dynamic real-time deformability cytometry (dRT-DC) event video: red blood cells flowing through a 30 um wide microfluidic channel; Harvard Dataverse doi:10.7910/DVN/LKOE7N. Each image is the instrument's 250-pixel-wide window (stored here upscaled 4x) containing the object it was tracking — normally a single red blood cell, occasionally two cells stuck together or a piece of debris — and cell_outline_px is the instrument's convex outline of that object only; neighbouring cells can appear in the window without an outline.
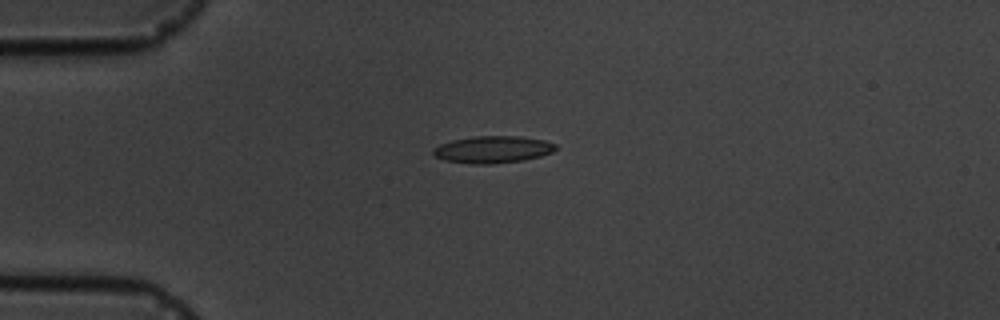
{"species": "common noctule bat (a hibernating species)", "species_latin": "Nyctalus noctula", "temperature_condition": "cold", "stored_images_in_passage": 7, "camera_frame_rate_fps": 3000, "um_per_image_px": 0.085, "animal": {"sex": "male", "body_mass_g": 19.5, "forearm_length_mm": 54.6}, "frame": {"image": 1, "passage_image": 4, "time_ms": 4.333, "image_size_px": [1000, 320], "cell_outline_px": [[556, 148], [552, 152], [540, 156], [524, 160], [492, 164], [472, 164], [444, 160], [436, 156], [432, 152], [432, 148], [440, 144], [452, 140], [476, 136], [516, 136], [544, 140], [556, 144]], "centroid_in_image_um": [41.87, 12.71], "position_along_channel_um": 43.1, "area_um2": 19.25}}
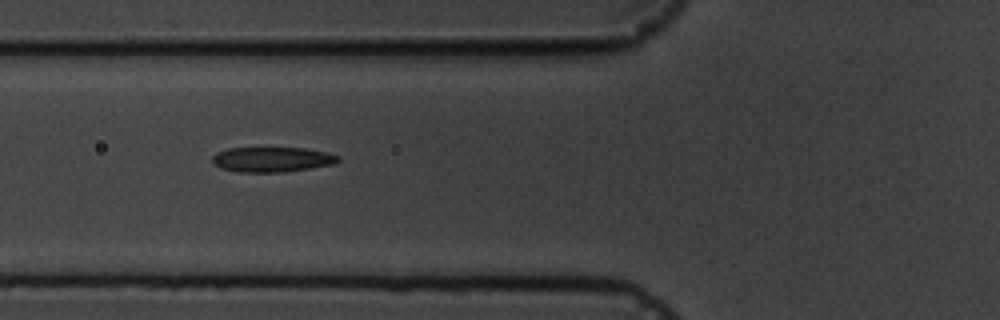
{"frame": {"image": 2, "passage_image": 6, "time_ms": 6.667, "image_size_px": [1000, 320], "cell_outline_px": [[340, 160], [332, 164], [284, 172], [240, 172], [220, 168], [212, 160], [212, 156], [216, 152], [228, 148], [304, 148], [328, 152], [340, 156]], "centroid_in_image_um": [23.12, 13.54], "position_along_channel_um": 102.7, "area_um2": 18.26}}
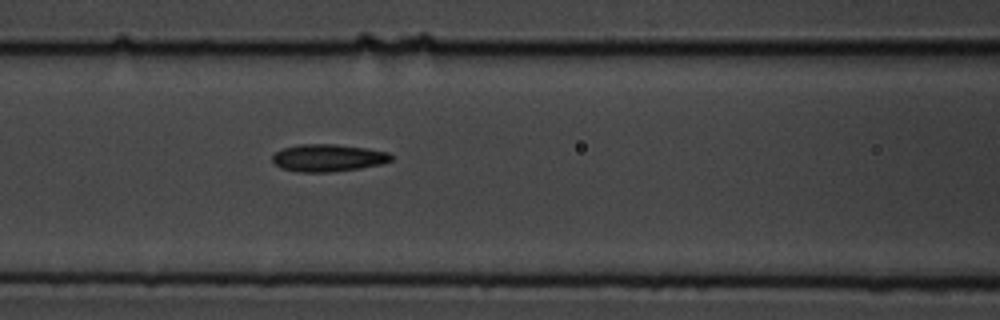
{"frame": {"image": 3, "passage_image": 7, "time_ms": 7.667, "image_size_px": [1000, 320], "cell_outline_px": [[392, 160], [380, 164], [360, 168], [332, 172], [296, 172], [280, 168], [272, 160], [272, 156], [276, 152], [284, 148], [300, 144], [336, 144], [368, 148], [388, 152], [392, 156]], "centroid_in_image_um": [27.88, 13.42], "position_along_channel_um": 138.7, "area_um2": 18.96}}